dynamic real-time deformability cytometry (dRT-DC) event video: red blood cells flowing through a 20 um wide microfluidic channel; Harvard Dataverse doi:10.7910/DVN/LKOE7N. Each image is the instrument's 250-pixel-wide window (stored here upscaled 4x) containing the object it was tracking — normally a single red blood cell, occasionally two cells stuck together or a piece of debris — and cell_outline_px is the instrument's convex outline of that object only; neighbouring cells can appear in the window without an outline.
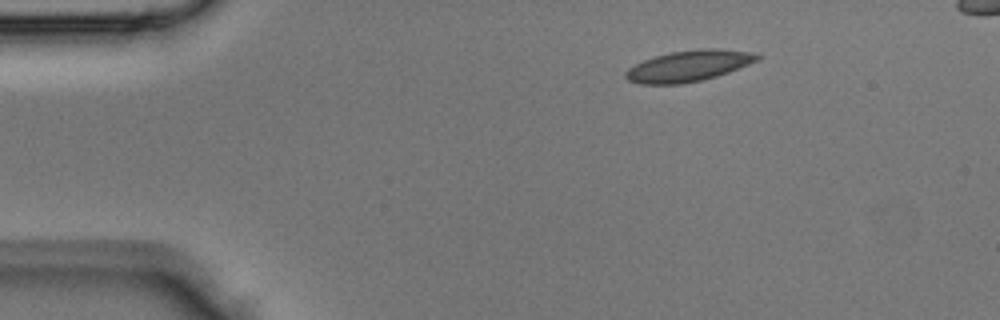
{"species": "Egyptian fruit bat (a non-hibernating species)", "species_latin": "Rousettus aegyptiacus", "temperature_condition": "room temperature", "stored_images_in_passage": 2, "camera_frame_rate_fps": 3000, "um_per_image_px": 0.085, "animal": {"sex": "male"}, "frame": {"image": 1, "passage_image": 1, "time_ms": 0.0, "image_size_px": [1000, 320], "cell_outline_px": [[764, 56], [760, 60], [728, 72], [716, 76], [700, 80], [680, 84], [640, 84], [628, 80], [624, 76], [624, 72], [628, 68], [644, 60], [656, 56], [672, 52], [700, 48], [720, 48], [756, 52]], "centroid_in_image_um": [58.6, 5.59], "position_along_channel_um": 26.4, "area_um2": 23.99}}